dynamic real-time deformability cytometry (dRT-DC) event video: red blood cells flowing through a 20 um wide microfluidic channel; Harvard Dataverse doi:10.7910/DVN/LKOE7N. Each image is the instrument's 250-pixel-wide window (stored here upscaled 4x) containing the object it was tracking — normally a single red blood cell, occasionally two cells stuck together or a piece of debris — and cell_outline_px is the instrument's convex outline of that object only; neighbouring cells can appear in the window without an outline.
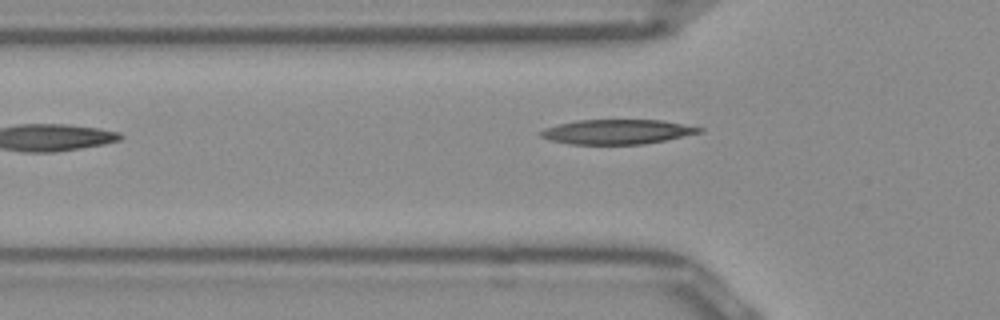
{"species": "Egyptian fruit bat (a non-hibernating species)", "species_latin": "Rousettus aegyptiacus", "temperature_condition": "room temperature", "stored_images_in_passage": 31, "camera_frame_rate_fps": 3000, "um_per_image_px": 0.085, "frame": {"image": 1, "passage_image": 3, "time_ms": 0.667, "image_size_px": [1000, 320], "cell_outline_px": [[704, 128], [700, 132], [664, 140], [644, 144], [568, 144], [548, 140], [540, 136], [540, 132], [544, 128], [576, 120], [664, 120]], "centroid_in_image_um": [52.42, 11.2], "position_along_channel_um": 73.4, "area_um2": 22.66}}
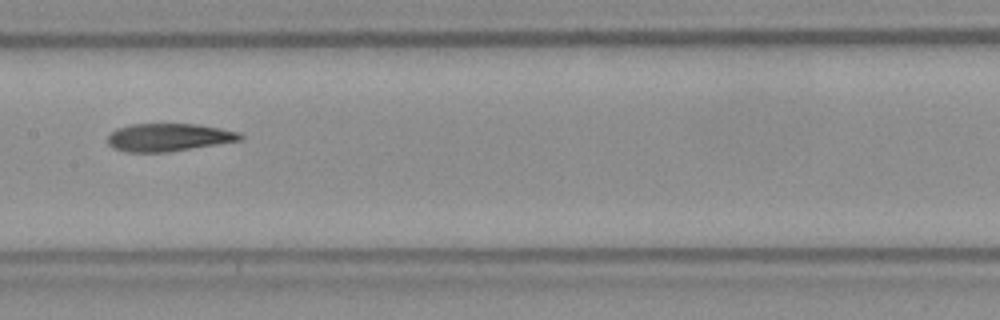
{"frame": {"image": 2, "passage_image": 12, "time_ms": 3.667, "image_size_px": [1000, 320], "cell_outline_px": [[244, 140], [168, 152], [124, 152], [112, 148], [108, 144], [108, 136], [116, 128], [132, 124], [196, 124], [220, 128], [240, 132], [244, 136]], "centroid_in_image_um": [14.35, 11.68], "position_along_channel_um": 193.0, "area_um2": 21.68}}
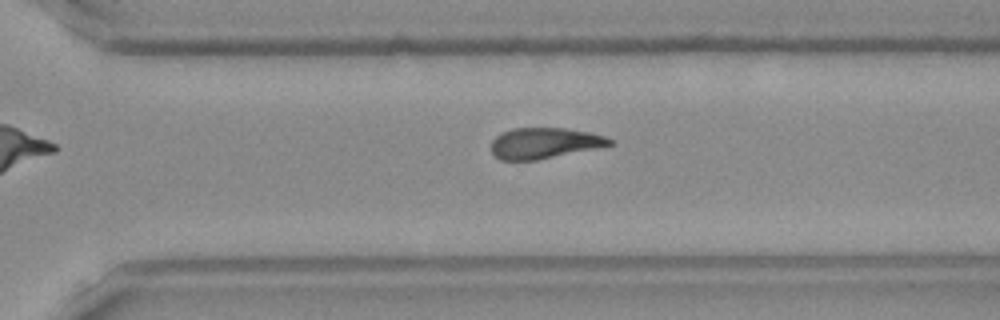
{"frame": {"image": 3, "passage_image": 22, "time_ms": 7.0, "image_size_px": [1000, 320], "cell_outline_px": [[616, 144], [536, 160], [500, 160], [492, 152], [492, 140], [500, 132], [512, 128], [564, 128], [588, 132], [604, 136], [612, 140]], "centroid_in_image_um": [46.25, 12.16], "position_along_channel_um": 324.3, "area_um2": 21.15}, "authors_computed_cell_mechanics": {"area_um2": 22.3108, "velocity_mm_per_s": 3.9517, "shape_relaxation_time_tau1_ms": null, "shape_relaxation_time_tau2_ms": 6.7432, "deformation_change_tau1": null, "deformation_change_tau2": 0.1688}}